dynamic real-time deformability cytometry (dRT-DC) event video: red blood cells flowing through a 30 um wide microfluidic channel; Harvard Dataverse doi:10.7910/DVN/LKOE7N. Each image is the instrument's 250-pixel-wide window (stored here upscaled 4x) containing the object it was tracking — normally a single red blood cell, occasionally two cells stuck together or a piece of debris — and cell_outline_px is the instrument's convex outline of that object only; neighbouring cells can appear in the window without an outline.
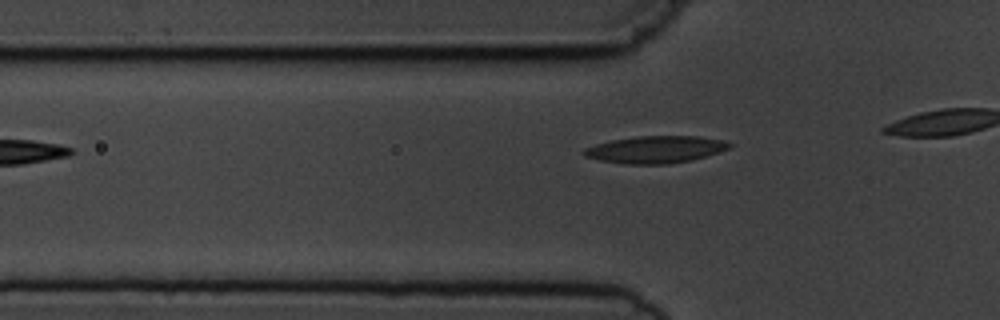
{"species": "common noctule bat (a hibernating species)", "species_latin": "Nyctalus noctula", "temperature_condition": "cold", "stored_images_in_passage": 4, "camera_frame_rate_fps": 3000, "um_per_image_px": 0.085, "animal": {"sex": "male", "body_mass_g": 19.5, "forearm_length_mm": 54.6}, "frame": {"image": 1, "passage_image": 4, "time_ms": 3.333, "image_size_px": [1000, 320], "cell_outline_px": [[732, 148], [720, 152], [692, 160], [668, 164], [624, 164], [600, 160], [584, 156], [580, 152], [584, 148], [596, 144], [612, 140], [636, 136], [696, 136], [720, 140], [732, 144]], "centroid_in_image_um": [55.7, 12.71], "position_along_channel_um": 70.1, "area_um2": 23.06}}